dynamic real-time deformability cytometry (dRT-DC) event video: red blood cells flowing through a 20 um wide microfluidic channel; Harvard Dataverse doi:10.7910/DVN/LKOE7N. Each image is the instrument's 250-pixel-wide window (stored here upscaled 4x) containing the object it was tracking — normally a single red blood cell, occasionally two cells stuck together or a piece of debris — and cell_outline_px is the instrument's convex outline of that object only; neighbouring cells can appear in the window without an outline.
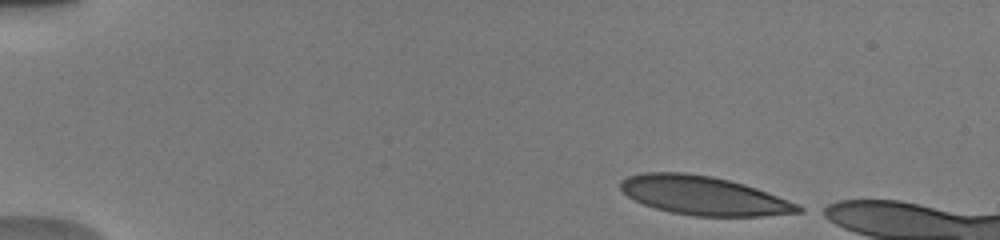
{"species": "human", "species_latin": "Homo sapiens", "temperature_condition": "warm", "stored_images_in_passage": 11, "camera_frame_rate_fps": 3000, "um_per_image_px": 0.085, "donor": {"sex": "male"}, "frame": {"image": 1, "passage_image": 1, "time_ms": 0.0, "image_size_px": [1000, 240], "cell_outline_px": [[804, 212], [760, 216], [696, 216], [672, 212], [656, 208], [644, 204], [628, 196], [620, 188], [620, 180], [628, 176], [644, 172], [684, 172], [712, 176], [744, 184], [756, 188], [788, 200], [804, 208]], "centroid_in_image_um": [59.8, 16.62], "position_along_channel_um": 25.2, "area_um2": 39.88}}
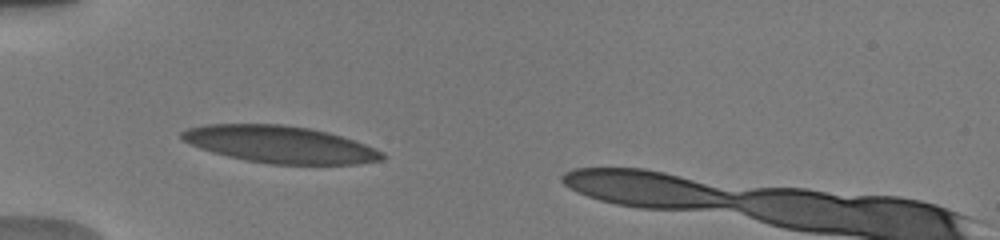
{"frame": {"image": 2, "passage_image": 9, "time_ms": 3.333, "image_size_px": [1000, 240], "cell_outline_px": [[384, 160], [356, 164], [272, 164], [248, 160], [228, 156], [212, 152], [200, 148], [184, 140], [180, 136], [180, 132], [188, 128], [208, 124], [284, 124], [308, 128], [328, 132], [364, 144], [384, 152]], "centroid_in_image_um": [23.81, 12.27], "position_along_channel_um": 61.2, "area_um2": 42.95}}
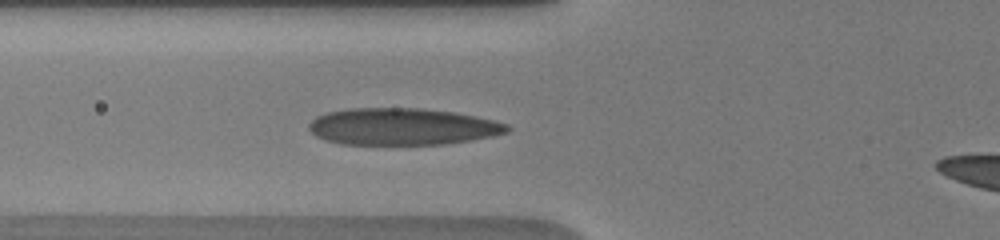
{"frame": {"image": 3, "passage_image": 11, "time_ms": 4.333, "image_size_px": [1000, 240], "cell_outline_px": [[512, 128], [508, 132], [492, 136], [444, 144], [344, 144], [328, 140], [316, 136], [308, 128], [308, 124], [316, 116], [328, 112], [348, 108], [420, 108], [456, 112], [492, 120], [508, 124]], "centroid_in_image_um": [34.2, 10.75], "position_along_channel_um": 91.6, "area_um2": 42.43}}